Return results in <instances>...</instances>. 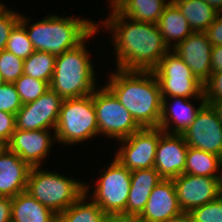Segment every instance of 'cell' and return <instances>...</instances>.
Masks as SVG:
<instances>
[{
	"mask_svg": "<svg viewBox=\"0 0 222 222\" xmlns=\"http://www.w3.org/2000/svg\"><path fill=\"white\" fill-rule=\"evenodd\" d=\"M169 99L163 98L162 115L159 123V128L166 133L181 134L190 126L198 111L206 104V102H200L196 108L195 104L191 103L190 100L192 99L190 98L170 97Z\"/></svg>",
	"mask_w": 222,
	"mask_h": 222,
	"instance_id": "obj_19",
	"label": "cell"
},
{
	"mask_svg": "<svg viewBox=\"0 0 222 222\" xmlns=\"http://www.w3.org/2000/svg\"><path fill=\"white\" fill-rule=\"evenodd\" d=\"M99 88L93 91L98 134L119 141L139 131L141 127L115 95L105 85Z\"/></svg>",
	"mask_w": 222,
	"mask_h": 222,
	"instance_id": "obj_8",
	"label": "cell"
},
{
	"mask_svg": "<svg viewBox=\"0 0 222 222\" xmlns=\"http://www.w3.org/2000/svg\"><path fill=\"white\" fill-rule=\"evenodd\" d=\"M53 134L56 141L65 146L81 144L99 135L93 93L63 100Z\"/></svg>",
	"mask_w": 222,
	"mask_h": 222,
	"instance_id": "obj_6",
	"label": "cell"
},
{
	"mask_svg": "<svg viewBox=\"0 0 222 222\" xmlns=\"http://www.w3.org/2000/svg\"><path fill=\"white\" fill-rule=\"evenodd\" d=\"M3 84H5V81L3 79V76L0 73V86H2Z\"/></svg>",
	"mask_w": 222,
	"mask_h": 222,
	"instance_id": "obj_43",
	"label": "cell"
},
{
	"mask_svg": "<svg viewBox=\"0 0 222 222\" xmlns=\"http://www.w3.org/2000/svg\"><path fill=\"white\" fill-rule=\"evenodd\" d=\"M85 184L57 171L31 167L26 191L59 216L85 193Z\"/></svg>",
	"mask_w": 222,
	"mask_h": 222,
	"instance_id": "obj_5",
	"label": "cell"
},
{
	"mask_svg": "<svg viewBox=\"0 0 222 222\" xmlns=\"http://www.w3.org/2000/svg\"><path fill=\"white\" fill-rule=\"evenodd\" d=\"M206 104L212 106V108L216 111L220 122L222 123V99L218 101H205Z\"/></svg>",
	"mask_w": 222,
	"mask_h": 222,
	"instance_id": "obj_40",
	"label": "cell"
},
{
	"mask_svg": "<svg viewBox=\"0 0 222 222\" xmlns=\"http://www.w3.org/2000/svg\"><path fill=\"white\" fill-rule=\"evenodd\" d=\"M22 105L19 94L13 83H5L0 86V111L16 115Z\"/></svg>",
	"mask_w": 222,
	"mask_h": 222,
	"instance_id": "obj_33",
	"label": "cell"
},
{
	"mask_svg": "<svg viewBox=\"0 0 222 222\" xmlns=\"http://www.w3.org/2000/svg\"><path fill=\"white\" fill-rule=\"evenodd\" d=\"M13 84L19 94L22 104L37 100L50 88V85L46 81L34 79L25 74Z\"/></svg>",
	"mask_w": 222,
	"mask_h": 222,
	"instance_id": "obj_29",
	"label": "cell"
},
{
	"mask_svg": "<svg viewBox=\"0 0 222 222\" xmlns=\"http://www.w3.org/2000/svg\"><path fill=\"white\" fill-rule=\"evenodd\" d=\"M29 20V17L21 14L19 22L25 27L34 50L49 52L55 57L76 48L99 23L83 17H60L57 14L48 15L30 25Z\"/></svg>",
	"mask_w": 222,
	"mask_h": 222,
	"instance_id": "obj_3",
	"label": "cell"
},
{
	"mask_svg": "<svg viewBox=\"0 0 222 222\" xmlns=\"http://www.w3.org/2000/svg\"><path fill=\"white\" fill-rule=\"evenodd\" d=\"M156 169L133 170L131 188L126 204V215L139 217L145 209L151 191L162 181Z\"/></svg>",
	"mask_w": 222,
	"mask_h": 222,
	"instance_id": "obj_20",
	"label": "cell"
},
{
	"mask_svg": "<svg viewBox=\"0 0 222 222\" xmlns=\"http://www.w3.org/2000/svg\"><path fill=\"white\" fill-rule=\"evenodd\" d=\"M99 27L97 24V28L76 48L56 57L50 88L63 99L90 95L99 86L91 54L85 44L88 38L94 37L100 31Z\"/></svg>",
	"mask_w": 222,
	"mask_h": 222,
	"instance_id": "obj_4",
	"label": "cell"
},
{
	"mask_svg": "<svg viewBox=\"0 0 222 222\" xmlns=\"http://www.w3.org/2000/svg\"><path fill=\"white\" fill-rule=\"evenodd\" d=\"M205 101H218L222 99V72H212L204 83Z\"/></svg>",
	"mask_w": 222,
	"mask_h": 222,
	"instance_id": "obj_34",
	"label": "cell"
},
{
	"mask_svg": "<svg viewBox=\"0 0 222 222\" xmlns=\"http://www.w3.org/2000/svg\"><path fill=\"white\" fill-rule=\"evenodd\" d=\"M11 205L10 197H0V222H11Z\"/></svg>",
	"mask_w": 222,
	"mask_h": 222,
	"instance_id": "obj_38",
	"label": "cell"
},
{
	"mask_svg": "<svg viewBox=\"0 0 222 222\" xmlns=\"http://www.w3.org/2000/svg\"><path fill=\"white\" fill-rule=\"evenodd\" d=\"M5 50L25 60L34 53L32 42L25 27L18 22L9 34Z\"/></svg>",
	"mask_w": 222,
	"mask_h": 222,
	"instance_id": "obj_28",
	"label": "cell"
},
{
	"mask_svg": "<svg viewBox=\"0 0 222 222\" xmlns=\"http://www.w3.org/2000/svg\"><path fill=\"white\" fill-rule=\"evenodd\" d=\"M164 131L161 128H141L129 137L121 139V147L114 155L130 171L154 167L159 139Z\"/></svg>",
	"mask_w": 222,
	"mask_h": 222,
	"instance_id": "obj_10",
	"label": "cell"
},
{
	"mask_svg": "<svg viewBox=\"0 0 222 222\" xmlns=\"http://www.w3.org/2000/svg\"><path fill=\"white\" fill-rule=\"evenodd\" d=\"M187 19L193 32H205L219 16L204 0H171Z\"/></svg>",
	"mask_w": 222,
	"mask_h": 222,
	"instance_id": "obj_24",
	"label": "cell"
},
{
	"mask_svg": "<svg viewBox=\"0 0 222 222\" xmlns=\"http://www.w3.org/2000/svg\"><path fill=\"white\" fill-rule=\"evenodd\" d=\"M172 180L179 205L184 213H189L222 194V177L183 173Z\"/></svg>",
	"mask_w": 222,
	"mask_h": 222,
	"instance_id": "obj_12",
	"label": "cell"
},
{
	"mask_svg": "<svg viewBox=\"0 0 222 222\" xmlns=\"http://www.w3.org/2000/svg\"><path fill=\"white\" fill-rule=\"evenodd\" d=\"M24 60L11 52L2 50L0 52V73L5 83H14L23 75Z\"/></svg>",
	"mask_w": 222,
	"mask_h": 222,
	"instance_id": "obj_30",
	"label": "cell"
},
{
	"mask_svg": "<svg viewBox=\"0 0 222 222\" xmlns=\"http://www.w3.org/2000/svg\"><path fill=\"white\" fill-rule=\"evenodd\" d=\"M188 214L194 222H222V194Z\"/></svg>",
	"mask_w": 222,
	"mask_h": 222,
	"instance_id": "obj_31",
	"label": "cell"
},
{
	"mask_svg": "<svg viewBox=\"0 0 222 222\" xmlns=\"http://www.w3.org/2000/svg\"><path fill=\"white\" fill-rule=\"evenodd\" d=\"M21 13L8 9L5 4L0 3V52L5 50L9 34L19 22Z\"/></svg>",
	"mask_w": 222,
	"mask_h": 222,
	"instance_id": "obj_32",
	"label": "cell"
},
{
	"mask_svg": "<svg viewBox=\"0 0 222 222\" xmlns=\"http://www.w3.org/2000/svg\"><path fill=\"white\" fill-rule=\"evenodd\" d=\"M152 71L158 79L162 98L184 97L205 102L204 84L172 50L164 55Z\"/></svg>",
	"mask_w": 222,
	"mask_h": 222,
	"instance_id": "obj_7",
	"label": "cell"
},
{
	"mask_svg": "<svg viewBox=\"0 0 222 222\" xmlns=\"http://www.w3.org/2000/svg\"><path fill=\"white\" fill-rule=\"evenodd\" d=\"M52 131L45 130H19L16 129L6 147L16 153L30 167H40L47 159L51 147L56 143V136ZM53 135V136H52Z\"/></svg>",
	"mask_w": 222,
	"mask_h": 222,
	"instance_id": "obj_14",
	"label": "cell"
},
{
	"mask_svg": "<svg viewBox=\"0 0 222 222\" xmlns=\"http://www.w3.org/2000/svg\"><path fill=\"white\" fill-rule=\"evenodd\" d=\"M16 130V115L0 111V143L6 146Z\"/></svg>",
	"mask_w": 222,
	"mask_h": 222,
	"instance_id": "obj_35",
	"label": "cell"
},
{
	"mask_svg": "<svg viewBox=\"0 0 222 222\" xmlns=\"http://www.w3.org/2000/svg\"><path fill=\"white\" fill-rule=\"evenodd\" d=\"M11 222H56L58 215L27 191L11 198Z\"/></svg>",
	"mask_w": 222,
	"mask_h": 222,
	"instance_id": "obj_21",
	"label": "cell"
},
{
	"mask_svg": "<svg viewBox=\"0 0 222 222\" xmlns=\"http://www.w3.org/2000/svg\"><path fill=\"white\" fill-rule=\"evenodd\" d=\"M205 33L213 46H222V14H219Z\"/></svg>",
	"mask_w": 222,
	"mask_h": 222,
	"instance_id": "obj_36",
	"label": "cell"
},
{
	"mask_svg": "<svg viewBox=\"0 0 222 222\" xmlns=\"http://www.w3.org/2000/svg\"><path fill=\"white\" fill-rule=\"evenodd\" d=\"M31 167L6 146L0 150V197L13 198L26 191Z\"/></svg>",
	"mask_w": 222,
	"mask_h": 222,
	"instance_id": "obj_18",
	"label": "cell"
},
{
	"mask_svg": "<svg viewBox=\"0 0 222 222\" xmlns=\"http://www.w3.org/2000/svg\"><path fill=\"white\" fill-rule=\"evenodd\" d=\"M189 147L222 158V123L211 105L205 104L195 120L181 133Z\"/></svg>",
	"mask_w": 222,
	"mask_h": 222,
	"instance_id": "obj_11",
	"label": "cell"
},
{
	"mask_svg": "<svg viewBox=\"0 0 222 222\" xmlns=\"http://www.w3.org/2000/svg\"><path fill=\"white\" fill-rule=\"evenodd\" d=\"M219 171H222V158L220 156L188 147L185 173L197 176L222 177V172Z\"/></svg>",
	"mask_w": 222,
	"mask_h": 222,
	"instance_id": "obj_26",
	"label": "cell"
},
{
	"mask_svg": "<svg viewBox=\"0 0 222 222\" xmlns=\"http://www.w3.org/2000/svg\"><path fill=\"white\" fill-rule=\"evenodd\" d=\"M184 214L173 180L163 179L152 191L145 209L138 217L140 222H169Z\"/></svg>",
	"mask_w": 222,
	"mask_h": 222,
	"instance_id": "obj_17",
	"label": "cell"
},
{
	"mask_svg": "<svg viewBox=\"0 0 222 222\" xmlns=\"http://www.w3.org/2000/svg\"><path fill=\"white\" fill-rule=\"evenodd\" d=\"M208 5L213 7L219 14H222V0H204Z\"/></svg>",
	"mask_w": 222,
	"mask_h": 222,
	"instance_id": "obj_41",
	"label": "cell"
},
{
	"mask_svg": "<svg viewBox=\"0 0 222 222\" xmlns=\"http://www.w3.org/2000/svg\"><path fill=\"white\" fill-rule=\"evenodd\" d=\"M169 222H194V220L188 213H184L181 216L170 220Z\"/></svg>",
	"mask_w": 222,
	"mask_h": 222,
	"instance_id": "obj_42",
	"label": "cell"
},
{
	"mask_svg": "<svg viewBox=\"0 0 222 222\" xmlns=\"http://www.w3.org/2000/svg\"><path fill=\"white\" fill-rule=\"evenodd\" d=\"M88 187L90 186L86 184L85 193L58 216L60 222H103L107 214L88 198L90 192Z\"/></svg>",
	"mask_w": 222,
	"mask_h": 222,
	"instance_id": "obj_25",
	"label": "cell"
},
{
	"mask_svg": "<svg viewBox=\"0 0 222 222\" xmlns=\"http://www.w3.org/2000/svg\"><path fill=\"white\" fill-rule=\"evenodd\" d=\"M4 146L0 143V150L3 148Z\"/></svg>",
	"mask_w": 222,
	"mask_h": 222,
	"instance_id": "obj_44",
	"label": "cell"
},
{
	"mask_svg": "<svg viewBox=\"0 0 222 222\" xmlns=\"http://www.w3.org/2000/svg\"><path fill=\"white\" fill-rule=\"evenodd\" d=\"M212 43L205 32H193L172 49L203 84L211 76Z\"/></svg>",
	"mask_w": 222,
	"mask_h": 222,
	"instance_id": "obj_16",
	"label": "cell"
},
{
	"mask_svg": "<svg viewBox=\"0 0 222 222\" xmlns=\"http://www.w3.org/2000/svg\"><path fill=\"white\" fill-rule=\"evenodd\" d=\"M105 86L130 112L141 128H158L163 98L153 71L120 70L109 75Z\"/></svg>",
	"mask_w": 222,
	"mask_h": 222,
	"instance_id": "obj_2",
	"label": "cell"
},
{
	"mask_svg": "<svg viewBox=\"0 0 222 222\" xmlns=\"http://www.w3.org/2000/svg\"><path fill=\"white\" fill-rule=\"evenodd\" d=\"M124 17L157 24L171 0H109Z\"/></svg>",
	"mask_w": 222,
	"mask_h": 222,
	"instance_id": "obj_22",
	"label": "cell"
},
{
	"mask_svg": "<svg viewBox=\"0 0 222 222\" xmlns=\"http://www.w3.org/2000/svg\"><path fill=\"white\" fill-rule=\"evenodd\" d=\"M109 5L110 15L105 17L100 28L112 34L114 56L117 58L115 68L152 71L170 51L158 25L126 18Z\"/></svg>",
	"mask_w": 222,
	"mask_h": 222,
	"instance_id": "obj_1",
	"label": "cell"
},
{
	"mask_svg": "<svg viewBox=\"0 0 222 222\" xmlns=\"http://www.w3.org/2000/svg\"><path fill=\"white\" fill-rule=\"evenodd\" d=\"M103 222H140L138 217L124 214H107Z\"/></svg>",
	"mask_w": 222,
	"mask_h": 222,
	"instance_id": "obj_39",
	"label": "cell"
},
{
	"mask_svg": "<svg viewBox=\"0 0 222 222\" xmlns=\"http://www.w3.org/2000/svg\"><path fill=\"white\" fill-rule=\"evenodd\" d=\"M211 56L212 72H222V46H213Z\"/></svg>",
	"mask_w": 222,
	"mask_h": 222,
	"instance_id": "obj_37",
	"label": "cell"
},
{
	"mask_svg": "<svg viewBox=\"0 0 222 222\" xmlns=\"http://www.w3.org/2000/svg\"><path fill=\"white\" fill-rule=\"evenodd\" d=\"M63 100L49 88L37 100L23 104L16 113V129L55 131Z\"/></svg>",
	"mask_w": 222,
	"mask_h": 222,
	"instance_id": "obj_13",
	"label": "cell"
},
{
	"mask_svg": "<svg viewBox=\"0 0 222 222\" xmlns=\"http://www.w3.org/2000/svg\"><path fill=\"white\" fill-rule=\"evenodd\" d=\"M56 57L49 52L34 51V53L24 60L23 74L31 76L34 79L51 83Z\"/></svg>",
	"mask_w": 222,
	"mask_h": 222,
	"instance_id": "obj_27",
	"label": "cell"
},
{
	"mask_svg": "<svg viewBox=\"0 0 222 222\" xmlns=\"http://www.w3.org/2000/svg\"><path fill=\"white\" fill-rule=\"evenodd\" d=\"M157 25L170 50L193 33L187 19L172 1L165 7Z\"/></svg>",
	"mask_w": 222,
	"mask_h": 222,
	"instance_id": "obj_23",
	"label": "cell"
},
{
	"mask_svg": "<svg viewBox=\"0 0 222 222\" xmlns=\"http://www.w3.org/2000/svg\"><path fill=\"white\" fill-rule=\"evenodd\" d=\"M188 147L182 134L164 132L161 135L154 168L162 179L172 180L185 173Z\"/></svg>",
	"mask_w": 222,
	"mask_h": 222,
	"instance_id": "obj_15",
	"label": "cell"
},
{
	"mask_svg": "<svg viewBox=\"0 0 222 222\" xmlns=\"http://www.w3.org/2000/svg\"><path fill=\"white\" fill-rule=\"evenodd\" d=\"M100 173L90 197L106 214L126 215L131 188V172L115 158Z\"/></svg>",
	"mask_w": 222,
	"mask_h": 222,
	"instance_id": "obj_9",
	"label": "cell"
}]
</instances>
